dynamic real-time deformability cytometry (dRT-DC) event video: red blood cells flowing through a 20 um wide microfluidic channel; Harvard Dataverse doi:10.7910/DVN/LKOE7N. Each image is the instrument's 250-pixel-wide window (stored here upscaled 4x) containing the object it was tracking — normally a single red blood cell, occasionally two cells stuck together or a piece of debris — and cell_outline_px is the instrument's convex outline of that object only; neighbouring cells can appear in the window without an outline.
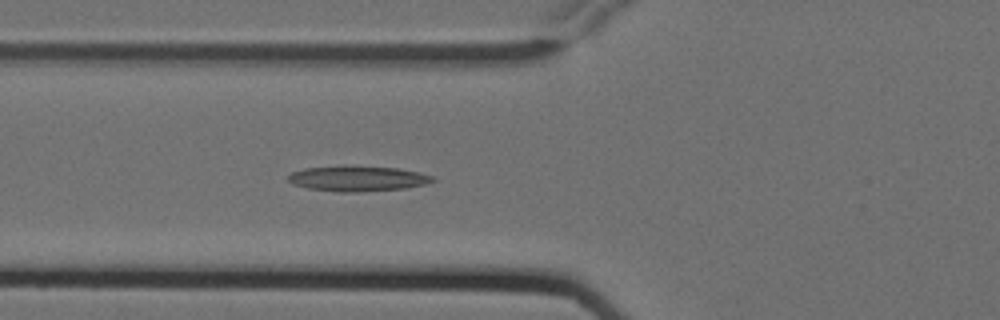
{"species": "Egyptian fruit bat (a non-hibernating species)", "species_latin": "Rousettus aegyptiacus", "temperature_condition": "cold", "stored_images_in_passage": 6, "camera_frame_rate_fps": 3000, "um_per_image_px": 0.085, "animal": {"sex": "female"}, "frame": {"image": 1, "passage_image": 6, "time_ms": 1.667, "image_size_px": [1000, 320], "cell_outline_px": [[436, 180], [424, 184], [404, 188], [356, 192], [340, 192], [308, 188], [292, 184], [288, 180], [288, 176], [292, 172], [304, 168], [344, 164], [396, 168], [420, 172], [432, 176]], "centroid_in_image_um": [30.36, 15.15], "position_along_channel_um": 95.4, "area_um2": 21.62}}